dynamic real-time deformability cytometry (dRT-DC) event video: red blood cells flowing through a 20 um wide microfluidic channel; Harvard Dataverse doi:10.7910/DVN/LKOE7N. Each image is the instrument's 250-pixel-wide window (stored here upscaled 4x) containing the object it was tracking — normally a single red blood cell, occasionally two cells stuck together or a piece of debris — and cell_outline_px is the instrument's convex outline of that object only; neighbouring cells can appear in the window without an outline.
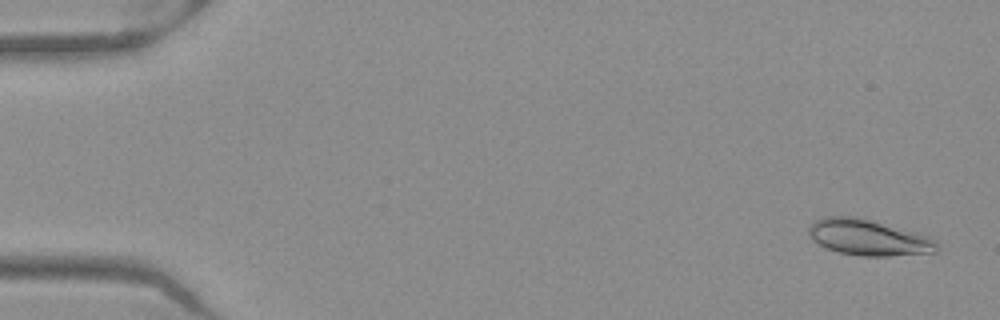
{"species": "Egyptian fruit bat (a non-hibernating species)", "species_latin": "Rousettus aegyptiacus", "temperature_condition": "warm", "stored_images_in_passage": 51, "camera_frame_rate_fps": 3000, "um_per_image_px": 0.085, "frame": {"image": 1, "passage_image": 2, "time_ms": 0.333, "image_size_px": [1000, 320], "cell_outline_px": [[940, 244], [936, 252], [888, 256], [860, 256], [840, 252], [828, 248], [812, 240], [808, 236], [808, 228], [816, 220], [824, 216], [856, 216], [928, 236], [936, 240]], "centroid_in_image_um": [73.81, 20.19], "position_along_channel_um": 11.2, "area_um2": 26.7}}
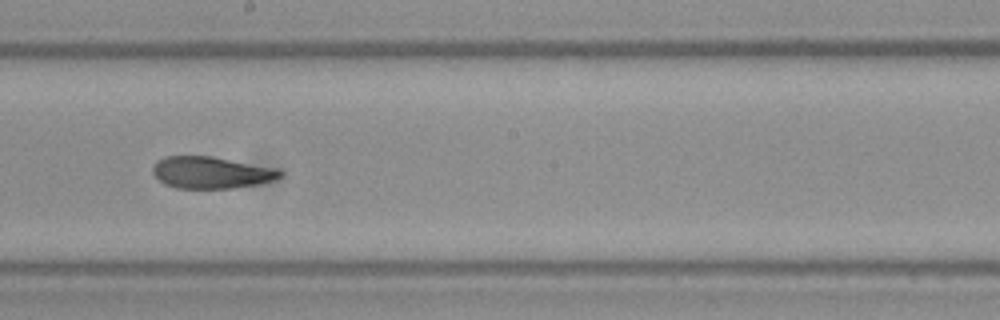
{"frame": {"image": 2, "passage_image": 29, "time_ms": 9.333, "image_size_px": [1000, 320], "cell_outline_px": [[284, 172], [280, 176], [272, 180], [260, 184], [232, 188], [176, 188], [164, 184], [152, 172], [152, 168], [156, 160], [164, 156], [212, 156], [276, 168]], "centroid_in_image_um": [17.93, 14.66], "position_along_channel_um": 230.3, "area_um2": 23.64}}
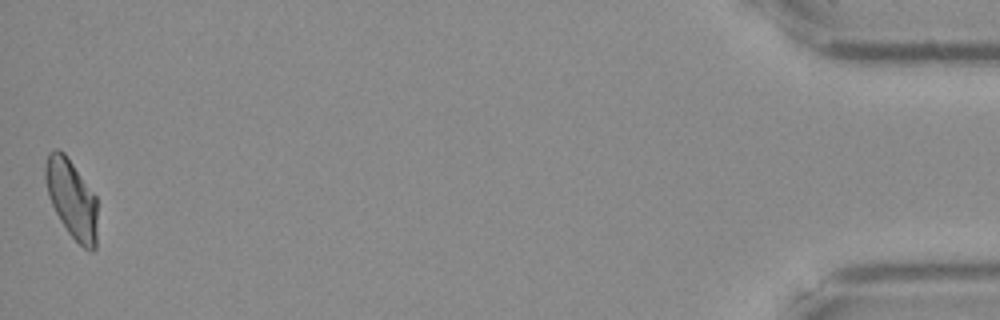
{"frame": {"image": 3, "passage_image": 51, "time_ms": 16.667, "image_size_px": [1000, 320], "cell_outline_px": [[96, 248], [92, 252], [88, 252], [68, 232], [60, 220], [48, 196], [44, 180], [44, 168], [48, 152], [56, 148], [64, 152], [96, 196]], "centroid_in_image_um": [6.07, 16.88], "position_along_channel_um": 429.1, "area_um2": 23.81}, "authors_computed_cell_mechanics": {"area_um2": 24.3338, "velocity_mm_per_s": 3.9627, "shape_relaxation_time_tau1_ms": null, "shape_relaxation_time_tau2_ms": 1.7256, "deformation_change_tau1": null, "deformation_change_tau2": 0.0571}}